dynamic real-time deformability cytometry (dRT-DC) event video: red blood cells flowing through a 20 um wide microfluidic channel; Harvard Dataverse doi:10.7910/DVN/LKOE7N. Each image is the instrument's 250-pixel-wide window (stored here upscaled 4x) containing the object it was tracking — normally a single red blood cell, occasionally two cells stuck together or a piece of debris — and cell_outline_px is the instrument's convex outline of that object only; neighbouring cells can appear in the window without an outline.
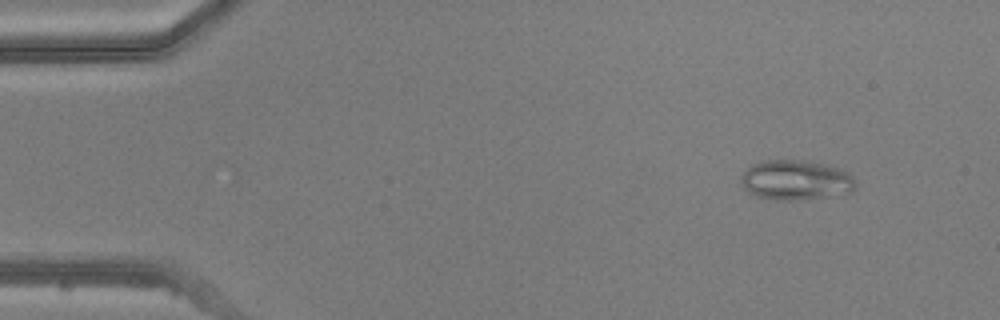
{"species": "common noctule bat (a hibernating species)", "species_latin": "Nyctalus noctula", "temperature_condition": "warm", "stored_images_in_passage": 16, "camera_frame_rate_fps": 3000, "um_per_image_px": 0.085, "animal": {"sex": "male", "body_mass_g": 20.5, "forearm_length_mm": 52.5}, "frame": {"image": 1, "passage_image": 5, "time_ms": 1.333, "image_size_px": [1000, 320], "cell_outline_px": [[856, 188], [852, 192], [844, 196], [796, 200], [776, 200], [756, 196], [748, 192], [744, 188], [740, 180], [740, 176], [752, 164], [760, 160], [808, 160], [840, 168], [848, 172], [856, 180]], "centroid_in_image_um": [67.7, 15.32], "position_along_channel_um": 17.3, "area_um2": 27.4}}